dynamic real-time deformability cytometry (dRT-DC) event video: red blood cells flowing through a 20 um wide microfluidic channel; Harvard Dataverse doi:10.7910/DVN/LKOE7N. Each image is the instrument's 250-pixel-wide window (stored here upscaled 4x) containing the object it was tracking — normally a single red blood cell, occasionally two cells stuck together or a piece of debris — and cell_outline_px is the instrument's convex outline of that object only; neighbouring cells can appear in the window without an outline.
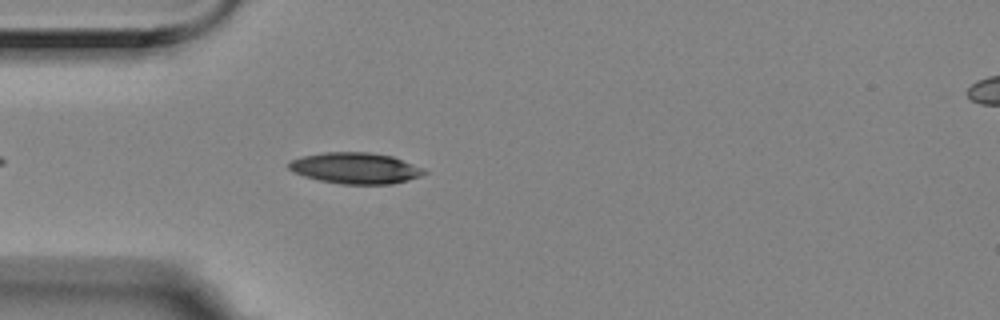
{"species": "Egyptian fruit bat (a non-hibernating species)", "species_latin": "Rousettus aegyptiacus", "temperature_condition": "room temperature", "stored_images_in_passage": 1, "camera_frame_rate_fps": 3000, "um_per_image_px": 0.085, "animal": {"sex": "female"}, "frame": {"image": 1, "passage_image": 1, "time_ms": 0.0, "image_size_px": [1000, 320], "cell_outline_px": [[428, 172], [420, 176], [408, 180], [392, 184], [340, 184], [320, 180], [304, 176], [288, 168], [288, 164], [292, 160], [300, 156], [324, 152], [368, 152], [392, 156], [424, 168]], "centroid_in_image_um": [30.23, 14.29], "position_along_channel_um": 54.8, "area_um2": 24.51}}